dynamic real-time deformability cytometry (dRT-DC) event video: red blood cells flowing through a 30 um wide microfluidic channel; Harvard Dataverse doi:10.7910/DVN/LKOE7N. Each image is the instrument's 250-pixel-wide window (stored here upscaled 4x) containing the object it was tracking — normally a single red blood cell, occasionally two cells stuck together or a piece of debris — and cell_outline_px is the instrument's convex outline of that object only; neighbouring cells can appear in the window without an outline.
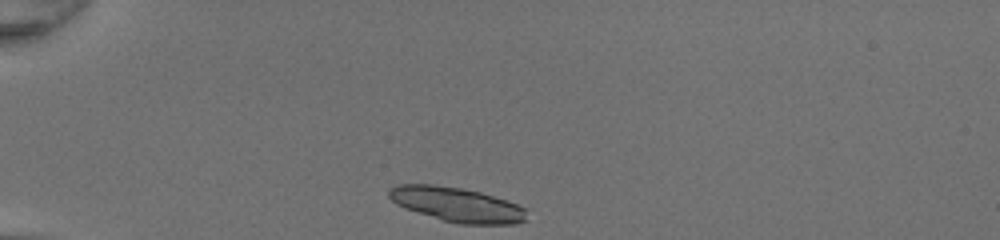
{"species": "common noctule bat (a hibernating species)", "species_latin": "Nyctalus noctula", "temperature_condition": "room temperature", "stored_images_in_passage": 31, "camera_frame_rate_fps": 3000, "um_per_image_px": 0.085, "animal": {"sex": "female", "body_mass_g": 20.0, "forearm_length_mm": 54.0}, "frame": {"image": 1, "passage_image": 1, "time_ms": 0.0, "image_size_px": [1000, 240], "cell_outline_px": [[528, 220], [516, 224], [460, 224], [444, 220], [404, 208], [396, 204], [388, 196], [388, 192], [396, 184], [432, 184], [460, 188], [480, 192], [516, 204], [524, 208]], "centroid_in_image_um": [38.83, 17.39], "position_along_channel_um": 46.2, "area_um2": 27.46}}